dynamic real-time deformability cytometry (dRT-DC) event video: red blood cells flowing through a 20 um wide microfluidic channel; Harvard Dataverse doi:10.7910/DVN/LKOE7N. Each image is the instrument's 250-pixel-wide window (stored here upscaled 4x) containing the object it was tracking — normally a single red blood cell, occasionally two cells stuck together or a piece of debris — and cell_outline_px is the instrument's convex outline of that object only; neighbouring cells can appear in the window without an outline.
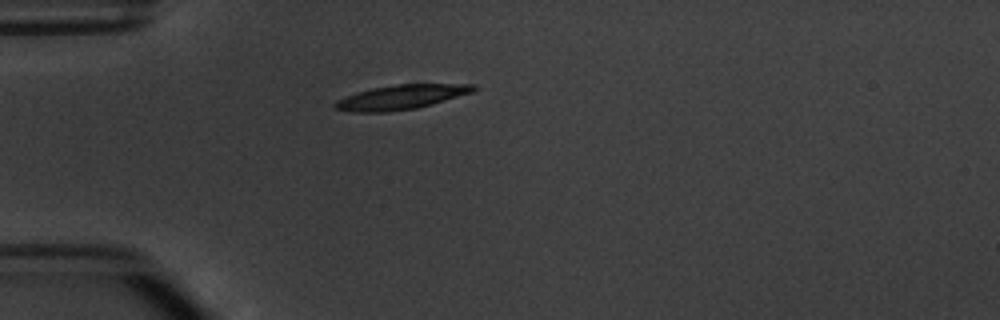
{"species": "common noctule bat (a hibernating species)", "species_latin": "Nyctalus noctula", "temperature_condition": "warm", "stored_images_in_passage": 1, "camera_frame_rate_fps": 3000, "um_per_image_px": 0.085, "animal": {"sex": "male", "body_mass_g": 20.1, "forearm_length_mm": 53.5}, "frame": {"image": 1, "passage_image": 1, "time_ms": 0.0, "image_size_px": [1000, 320], "cell_outline_px": [[476, 88], [472, 92], [432, 104], [416, 108], [384, 112], [352, 112], [336, 108], [332, 104], [336, 100], [344, 96], [356, 92], [372, 88], [396, 84], [476, 84]], "centroid_in_image_um": [34.05, 8.25], "position_along_channel_um": 50.9, "area_um2": 19.65}}